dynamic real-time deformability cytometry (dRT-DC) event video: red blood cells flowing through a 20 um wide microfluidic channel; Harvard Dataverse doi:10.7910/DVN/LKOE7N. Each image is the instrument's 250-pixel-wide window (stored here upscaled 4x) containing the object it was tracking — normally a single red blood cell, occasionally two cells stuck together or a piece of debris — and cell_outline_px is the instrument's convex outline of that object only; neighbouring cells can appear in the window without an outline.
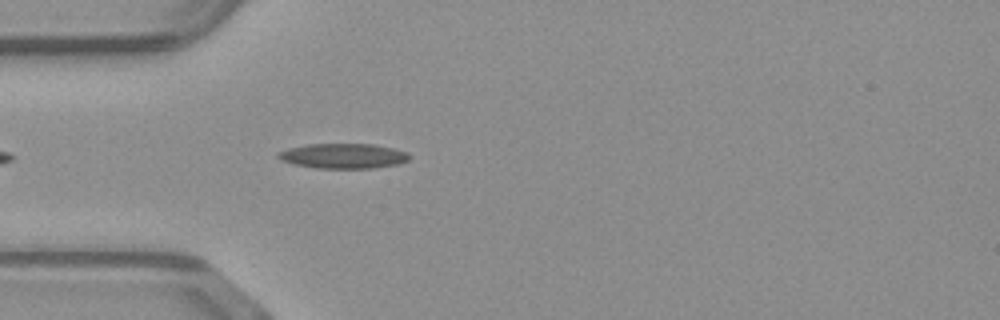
{"species": "common noctule bat (a hibernating species)", "species_latin": "Nyctalus noctula", "temperature_condition": "warm", "stored_images_in_passage": 13, "camera_frame_rate_fps": 3000, "um_per_image_px": 0.085, "animal": {"sex": "male", "body_mass_g": 23.1, "forearm_length_mm": 52.7}, "frame": {"image": 1, "passage_image": 4, "time_ms": 1.0, "image_size_px": [1000, 320], "cell_outline_px": [[408, 160], [396, 164], [372, 168], [316, 168], [296, 164], [284, 160], [276, 156], [280, 152], [288, 148], [308, 144], [372, 144], [392, 148], [408, 152]], "centroid_in_image_um": [29.19, 13.25], "position_along_channel_um": 55.8, "area_um2": 18.73}}
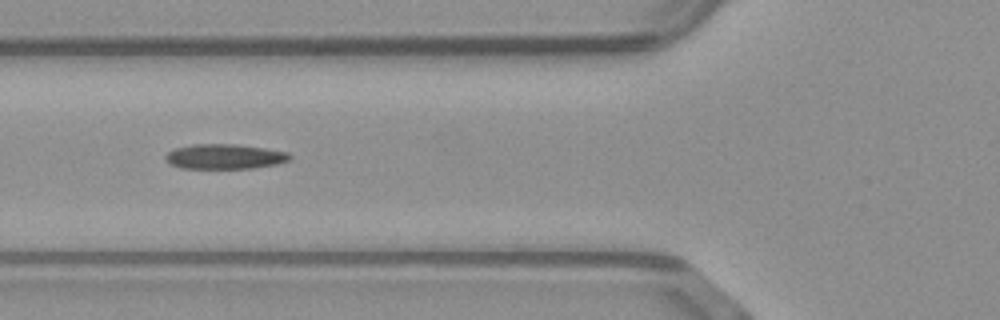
{"frame": {"image": 2, "passage_image": 8, "time_ms": 2.333, "image_size_px": [1000, 320], "cell_outline_px": [[292, 156], [288, 160], [276, 164], [252, 168], [180, 168], [168, 164], [164, 160], [164, 156], [168, 152], [176, 148], [192, 144], [236, 144], [264, 148], [288, 152]], "centroid_in_image_um": [19.04, 13.3], "position_along_channel_um": 106.8, "area_um2": 18.09}}
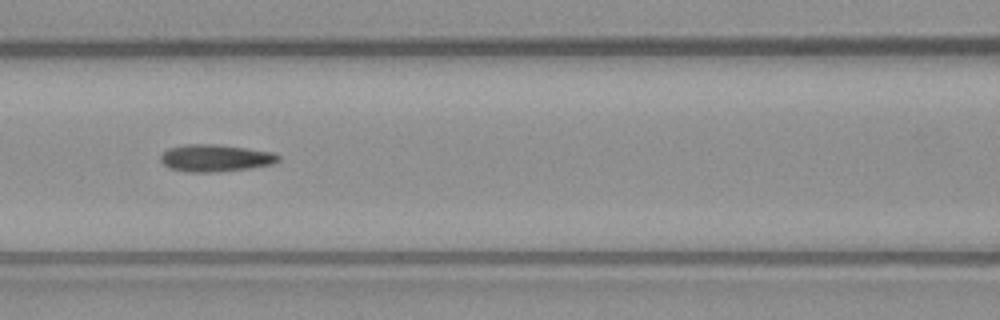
{"frame": {"image": 3, "passage_image": 11, "time_ms": 3.333, "image_size_px": [1000, 320], "cell_outline_px": [[280, 160], [272, 164], [248, 168], [212, 172], [188, 172], [168, 168], [160, 160], [160, 156], [168, 148], [184, 144], [216, 144], [272, 152], [280, 156]], "centroid_in_image_um": [18.27, 13.43], "position_along_channel_um": 148.3, "area_um2": 18.5}}